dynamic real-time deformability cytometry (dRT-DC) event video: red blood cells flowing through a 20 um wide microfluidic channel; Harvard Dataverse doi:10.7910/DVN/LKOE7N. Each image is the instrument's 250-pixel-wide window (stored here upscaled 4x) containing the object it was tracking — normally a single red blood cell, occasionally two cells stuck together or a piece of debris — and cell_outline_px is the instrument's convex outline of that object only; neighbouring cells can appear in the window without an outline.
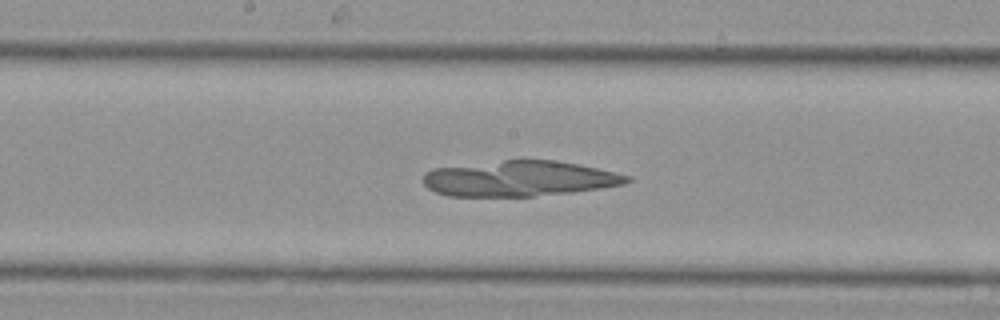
{"species": "Egyptian fruit bat (a non-hibernating species)", "species_latin": "Rousettus aegyptiacus", "temperature_condition": "cold", "stored_images_in_passage": 32, "camera_frame_rate_fps": 3000, "um_per_image_px": 0.085, "animal": {"sex": "female"}, "frame": {"image": 1, "passage_image": 16, "time_ms": 5.0, "image_size_px": [1000, 320], "cell_outline_px": [[632, 180], [624, 184], [572, 192], [532, 196], [448, 196], [436, 192], [428, 188], [424, 184], [424, 172], [432, 168], [504, 160], [556, 160], [596, 168], [632, 176]], "centroid_in_image_um": [44.12, 15.18], "position_along_channel_um": 204.1, "area_um2": 41.96}}
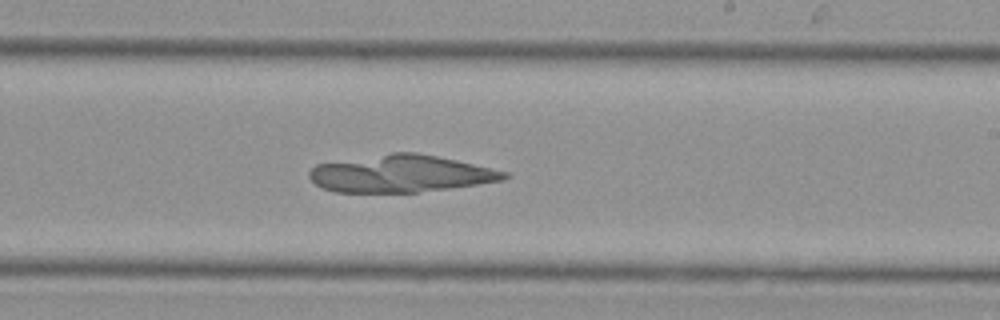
{"frame": {"image": 2, "passage_image": 19, "time_ms": 6.0, "image_size_px": [1000, 320], "cell_outline_px": [[512, 176], [504, 180], [448, 188], [416, 192], [336, 192], [320, 188], [308, 176], [308, 172], [316, 164], [392, 152], [416, 152], [456, 160], [508, 172]], "centroid_in_image_um": [34.04, 14.76], "position_along_channel_um": 255.0, "area_um2": 42.08}}
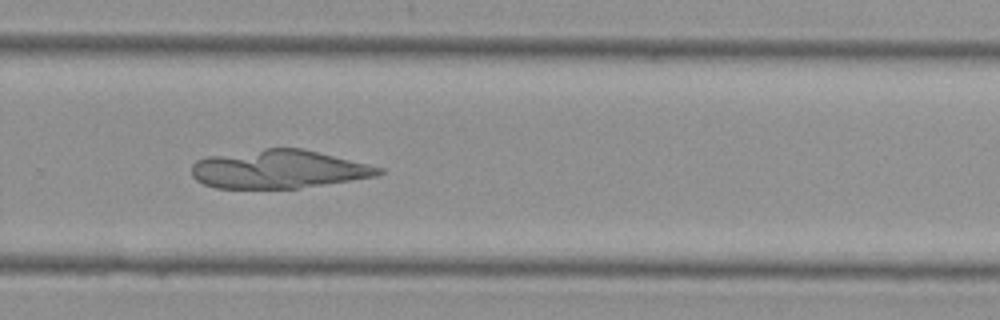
{"frame": {"image": 3, "passage_image": 22, "time_ms": 7.0, "image_size_px": [1000, 320], "cell_outline_px": [[384, 172], [376, 176], [300, 188], [216, 188], [204, 184], [196, 180], [192, 176], [192, 164], [196, 160], [208, 156], [264, 148], [300, 148], [368, 164], [384, 168]], "centroid_in_image_um": [23.65, 14.38], "position_along_channel_um": 306.1, "area_um2": 41.67}}